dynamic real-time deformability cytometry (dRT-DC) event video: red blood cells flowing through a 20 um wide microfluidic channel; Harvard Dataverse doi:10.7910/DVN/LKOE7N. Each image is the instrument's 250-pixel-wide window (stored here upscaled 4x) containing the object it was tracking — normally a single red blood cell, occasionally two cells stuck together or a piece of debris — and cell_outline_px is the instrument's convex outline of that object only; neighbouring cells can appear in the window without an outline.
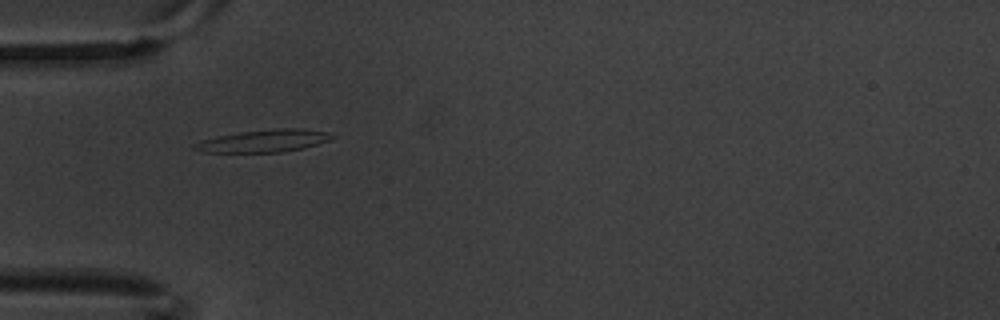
{"species": "common noctule bat (a hibernating species)", "species_latin": "Nyctalus noctula", "temperature_condition": "warm", "stored_images_in_passage": 2, "camera_frame_rate_fps": 3000, "um_per_image_px": 0.085, "animal": {"sex": "male", "body_mass_g": 20.1, "forearm_length_mm": 53.5}, "frame": {"image": 1, "passage_image": 1, "time_ms": 0.0, "image_size_px": [1000, 320], "cell_outline_px": [[336, 136], [332, 140], [304, 148], [280, 152], [200, 152], [192, 148], [192, 144], [216, 136], [240, 132], [280, 128], [304, 128], [328, 132]], "centroid_in_image_um": [22.47, 11.97], "position_along_channel_um": 62.5, "area_um2": 18.09}}
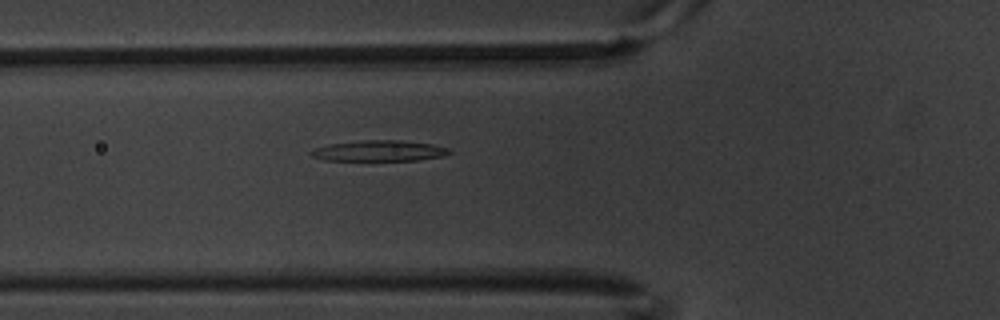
{"frame": {"image": 2, "passage_image": 2, "time_ms": 0.333, "image_size_px": [1000, 320], "cell_outline_px": [[452, 152], [444, 156], [416, 160], [324, 160], [312, 156], [308, 152], [316, 148], [332, 144], [364, 140], [400, 140], [432, 144], [448, 148]], "centroid_in_image_um": [32.26, 12.82], "position_along_channel_um": 93.5, "area_um2": 16.53}}